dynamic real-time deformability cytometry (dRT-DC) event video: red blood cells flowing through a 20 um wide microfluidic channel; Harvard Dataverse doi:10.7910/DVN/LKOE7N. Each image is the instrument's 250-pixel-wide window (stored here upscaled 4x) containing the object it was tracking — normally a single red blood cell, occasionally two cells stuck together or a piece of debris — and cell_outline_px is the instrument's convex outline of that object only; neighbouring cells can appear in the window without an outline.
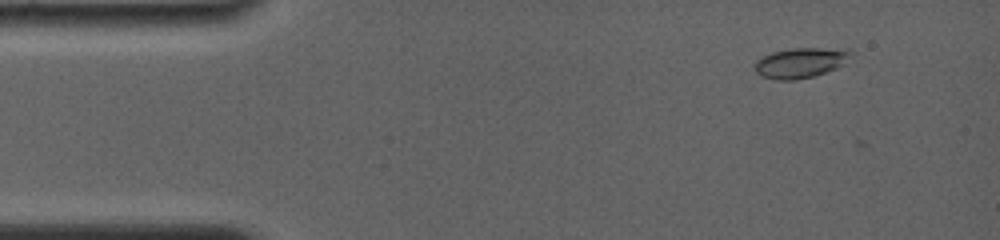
{"species": "common noctule bat (a hibernating species)", "species_latin": "Nyctalus noctula", "temperature_condition": "room temperature", "stored_images_in_passage": 4, "camera_frame_rate_fps": 4000, "um_per_image_px": 0.085, "animal": {"sex": "female", "body_mass_g": 19.0, "forearm_length_mm": 56.7}, "frame": {"image": 1, "passage_image": 1, "time_ms": 0.0, "image_size_px": [1000, 240], "cell_outline_px": [[852, 56], [844, 64], [836, 68], [812, 76], [792, 80], [776, 80], [760, 76], [756, 72], [756, 60], [772, 52], [792, 48], [848, 48], [852, 52]], "centroid_in_image_um": [68.08, 5.32], "position_along_channel_um": 16.9, "area_um2": 16.88}}